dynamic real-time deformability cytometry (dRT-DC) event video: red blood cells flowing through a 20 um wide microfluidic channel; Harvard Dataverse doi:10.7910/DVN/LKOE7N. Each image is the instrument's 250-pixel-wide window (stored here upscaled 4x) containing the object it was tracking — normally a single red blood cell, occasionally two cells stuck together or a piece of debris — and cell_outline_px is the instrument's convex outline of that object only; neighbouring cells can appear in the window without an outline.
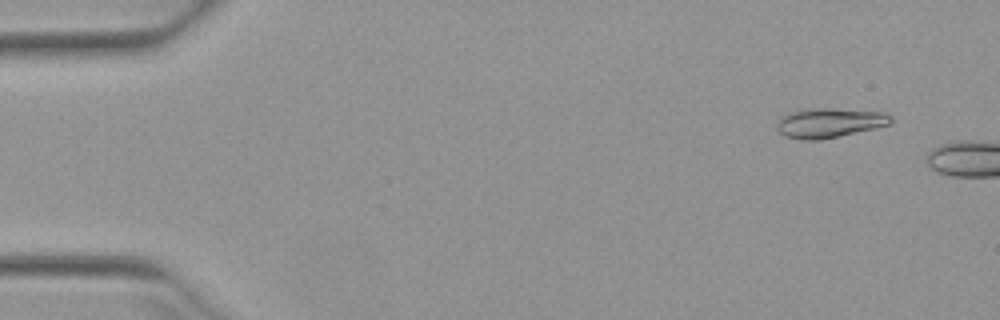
{"species": "Egyptian fruit bat (a non-hibernating species)", "species_latin": "Rousettus aegyptiacus", "temperature_condition": "warm", "stored_images_in_passage": 10, "camera_frame_rate_fps": 3000, "um_per_image_px": 0.085, "animal": {"sex": "female"}, "frame": {"image": 1, "passage_image": 4, "time_ms": 1.0, "image_size_px": [1000, 320], "cell_outline_px": [[892, 124], [876, 128], [820, 140], [800, 140], [784, 136], [776, 128], [776, 124], [780, 116], [796, 108], [832, 108], [884, 112], [892, 116]], "centroid_in_image_um": [70.45, 10.42], "position_along_channel_um": 14.5, "area_um2": 20.17}}